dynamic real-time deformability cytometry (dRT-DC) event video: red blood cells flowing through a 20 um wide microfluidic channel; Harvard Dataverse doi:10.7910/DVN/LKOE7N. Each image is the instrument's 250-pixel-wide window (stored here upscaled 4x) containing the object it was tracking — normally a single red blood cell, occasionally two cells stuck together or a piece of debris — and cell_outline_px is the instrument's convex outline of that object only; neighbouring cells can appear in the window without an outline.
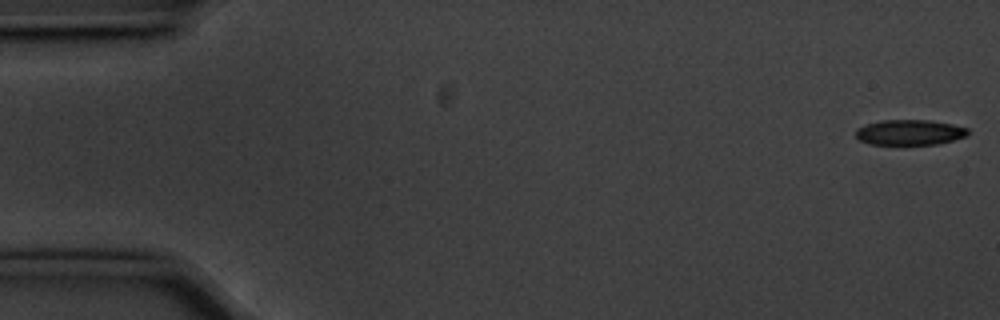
{"species": "common noctule bat (a hibernating species)", "species_latin": "Nyctalus noctula", "temperature_condition": "cold", "stored_images_in_passage": 56, "camera_frame_rate_fps": 3000, "um_per_image_px": 0.085, "animal": {"sex": "male", "body_mass_g": 20.1, "forearm_length_mm": 53.5}, "frame": {"image": 1, "passage_image": 1, "time_ms": 0.0, "image_size_px": [1000, 320], "cell_outline_px": [[968, 136], [936, 144], [868, 144], [860, 140], [856, 136], [856, 128], [864, 124], [880, 120], [928, 120], [952, 124], [968, 128]], "centroid_in_image_um": [77.3, 11.24], "position_along_channel_um": 7.7, "area_um2": 16.59}}
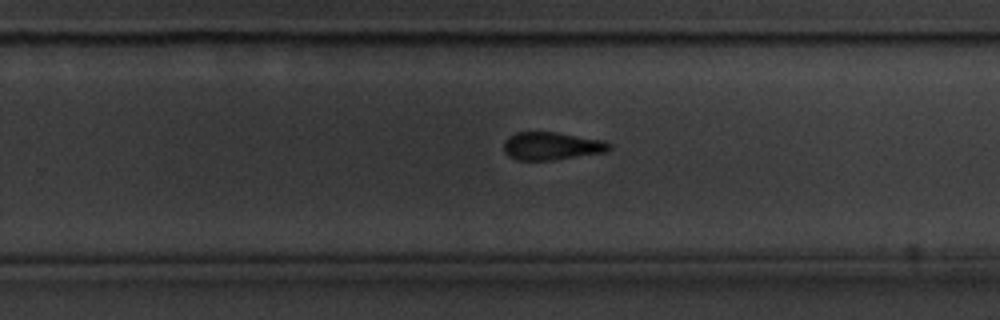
{"frame": {"image": 2, "passage_image": 35, "time_ms": 11.333, "image_size_px": [1000, 320], "cell_outline_px": [[612, 148], [608, 152], [552, 160], [516, 160], [508, 156], [504, 152], [504, 140], [508, 136], [516, 132], [556, 132], [604, 140], [612, 144]], "centroid_in_image_um": [46.91, 12.41], "position_along_channel_um": 282.9, "area_um2": 17.4}}
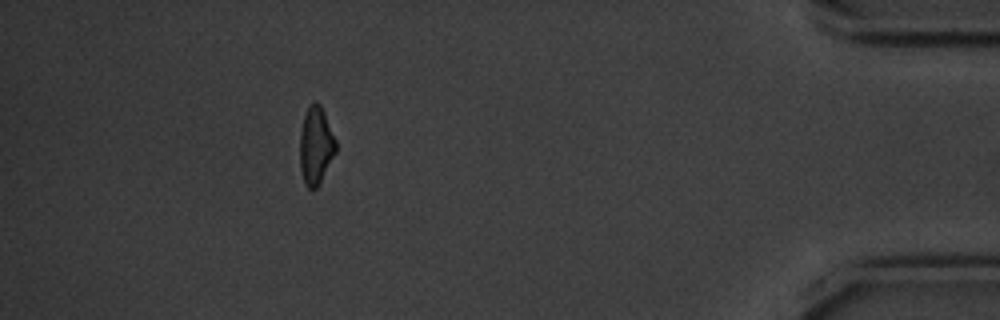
{"frame": {"image": 3, "passage_image": 50, "time_ms": 16.333, "image_size_px": [1000, 320], "cell_outline_px": [[336, 152], [320, 184], [316, 188], [308, 188], [304, 180], [300, 168], [300, 132], [304, 116], [308, 104], [316, 100], [320, 104], [324, 112], [336, 140]], "centroid_in_image_um": [26.85, 12.35], "position_along_channel_um": 408.4, "area_um2": 16.36}, "authors_computed_cell_mechanics": {"area_um2": 17.7446, "velocity_mm_per_s": 3.5839, "shape_relaxation_time_tau1_ms": 1.5363, "shape_relaxation_time_tau2_ms": 3.3474, "deformation_change_tau1": 0.1332, "deformation_change_tau2": 0.1286}}